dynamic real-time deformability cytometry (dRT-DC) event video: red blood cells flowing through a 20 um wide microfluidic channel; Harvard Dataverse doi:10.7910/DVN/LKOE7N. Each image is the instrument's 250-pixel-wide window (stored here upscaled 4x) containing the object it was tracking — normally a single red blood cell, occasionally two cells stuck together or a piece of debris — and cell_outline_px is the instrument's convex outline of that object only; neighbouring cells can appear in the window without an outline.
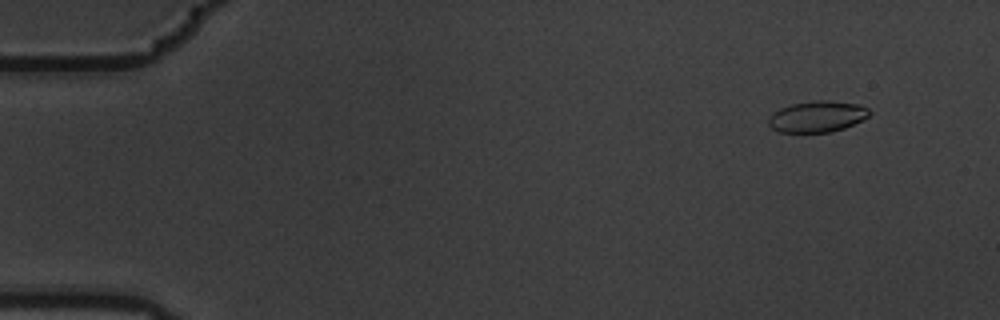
{"species": "common noctule bat (a hibernating species)", "species_latin": "Nyctalus noctula", "temperature_condition": "warm", "stored_images_in_passage": 5, "camera_frame_rate_fps": 3000, "um_per_image_px": 0.085, "animal": {"sex": "male", "body_mass_g": 19.5, "forearm_length_mm": 54.6}, "frame": {"image": 1, "passage_image": 2, "time_ms": 0.333, "image_size_px": [1000, 320], "cell_outline_px": [[872, 112], [868, 116], [844, 128], [828, 132], [776, 132], [768, 124], [768, 116], [772, 112], [780, 108], [792, 104], [816, 100], [828, 100], [856, 104], [868, 108]], "centroid_in_image_um": [69.41, 9.9], "position_along_channel_um": 15.6, "area_um2": 18.26}}
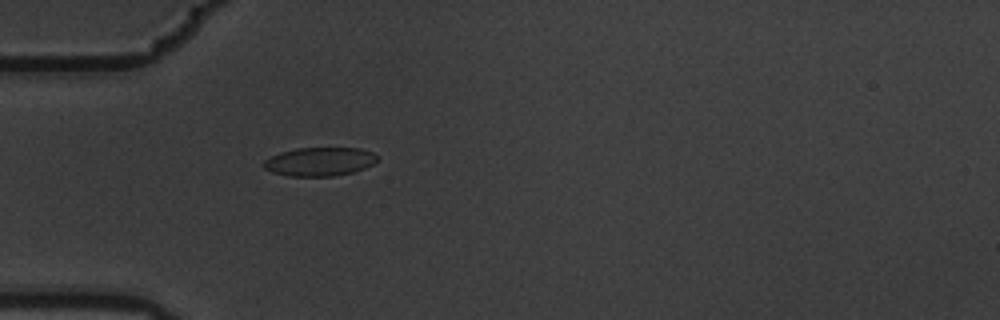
{"frame": {"image": 2, "passage_image": 5, "time_ms": 1.333, "image_size_px": [1000, 320], "cell_outline_px": [[380, 156], [372, 164], [364, 168], [352, 172], [332, 176], [288, 176], [272, 172], [264, 168], [264, 160], [280, 152], [296, 148], [360, 148], [372, 152]], "centroid_in_image_um": [27.17, 13.73], "position_along_channel_um": 57.8, "area_um2": 18.9}}